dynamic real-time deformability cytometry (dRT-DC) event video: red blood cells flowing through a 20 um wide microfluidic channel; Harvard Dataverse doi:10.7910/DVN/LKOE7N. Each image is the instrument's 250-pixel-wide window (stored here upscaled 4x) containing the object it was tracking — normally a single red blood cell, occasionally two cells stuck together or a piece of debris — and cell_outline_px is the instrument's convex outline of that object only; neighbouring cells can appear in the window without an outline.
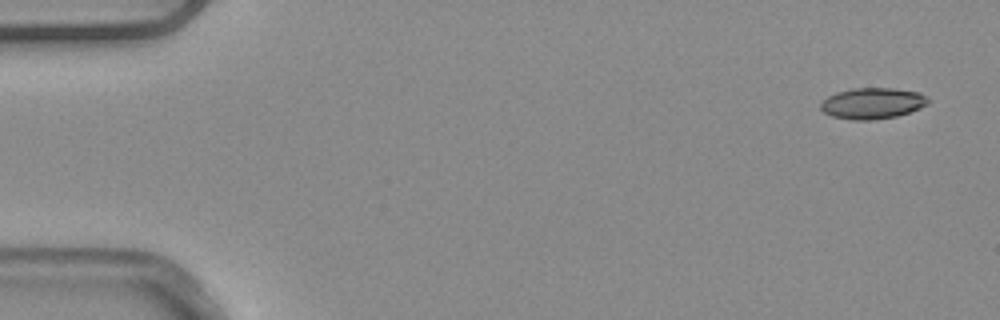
{"species": "common noctule bat (a hibernating species)", "species_latin": "Nyctalus noctula", "temperature_condition": "warm", "stored_images_in_passage": 6, "camera_frame_rate_fps": 3000, "um_per_image_px": 0.085, "animal": {"sex": "male", "body_mass_g": 20.4}, "frame": {"image": 1, "passage_image": 1, "time_ms": 0.0, "image_size_px": [1000, 320], "cell_outline_px": [[932, 100], [928, 104], [920, 108], [896, 116], [872, 120], [852, 120], [832, 116], [824, 112], [820, 108], [820, 104], [828, 96], [836, 92], [852, 88], [892, 88], [920, 92]], "centroid_in_image_um": [74.18, 8.77], "position_along_channel_um": 10.8, "area_um2": 19.54}}
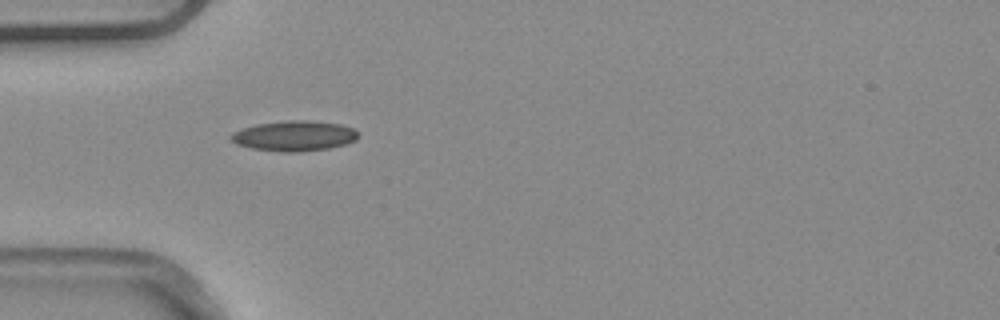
{"frame": {"image": 2, "passage_image": 5, "time_ms": 1.333, "image_size_px": [1000, 320], "cell_outline_px": [[360, 136], [356, 140], [344, 144], [328, 148], [300, 152], [280, 152], [252, 148], [236, 144], [228, 140], [228, 136], [232, 132], [256, 124], [288, 120], [308, 120], [340, 124], [352, 128], [360, 132]], "centroid_in_image_um": [24.99, 11.55], "position_along_channel_um": 60.0, "area_um2": 22.66}}